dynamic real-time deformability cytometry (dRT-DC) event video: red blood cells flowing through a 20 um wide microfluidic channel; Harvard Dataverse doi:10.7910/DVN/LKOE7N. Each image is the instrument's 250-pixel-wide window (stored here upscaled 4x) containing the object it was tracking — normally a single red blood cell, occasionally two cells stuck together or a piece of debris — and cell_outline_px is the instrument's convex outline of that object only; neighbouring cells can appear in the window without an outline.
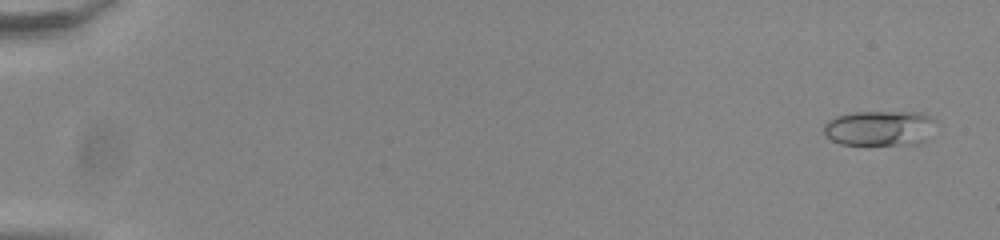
{"species": "common noctule bat (a hibernating species)", "species_latin": "Nyctalus noctula", "temperature_condition": "room temperature", "stored_images_in_passage": 55, "camera_frame_rate_fps": 3000, "um_per_image_px": 0.085, "animal": {"sex": "male", "body_mass_g": 20.0, "forearm_length_mm": 53.3}, "frame": {"image": 1, "passage_image": 3, "time_ms": 0.667, "image_size_px": [1000, 240], "cell_outline_px": [[936, 120], [928, 140], [916, 144], [840, 144], [832, 140], [824, 132], [824, 124], [828, 120], [836, 116], [852, 112], [924, 112]], "centroid_in_image_um": [74.81, 10.88], "position_along_channel_um": 10.2, "area_um2": 23.12}}
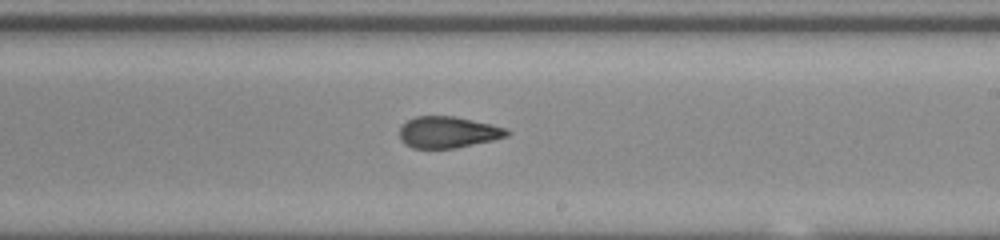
{"frame": {"image": 2, "passage_image": 35, "time_ms": 11.333, "image_size_px": [1000, 240], "cell_outline_px": [[512, 132], [508, 136], [492, 140], [456, 148], [412, 148], [404, 144], [400, 140], [400, 124], [416, 116], [456, 116], [492, 124], [504, 128]], "centroid_in_image_um": [38.06, 11.23], "position_along_channel_um": 250.9, "area_um2": 19.83}}
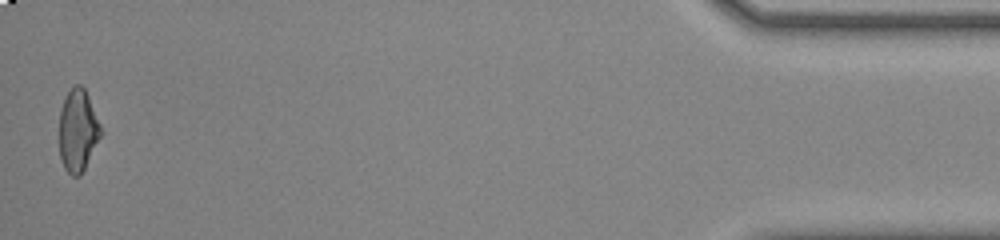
{"frame": {"image": 3, "passage_image": 55, "time_ms": 18.0, "image_size_px": [1000, 240], "cell_outline_px": [[104, 132], [80, 176], [72, 176], [64, 168], [60, 156], [60, 108], [64, 96], [76, 84], [80, 84], [84, 88], [88, 96]], "centroid_in_image_um": [6.63, 11.09], "position_along_channel_um": 428.6, "area_um2": 20.0}, "authors_computed_cell_mechanics": {"area_um2": 20.1722, "velocity_mm_per_s": 3.8596, "shape_relaxation_time_tau1_ms": null, "shape_relaxation_time_tau2_ms": 1.7946, "deformation_change_tau1": null, "deformation_change_tau2": 0.0877}}